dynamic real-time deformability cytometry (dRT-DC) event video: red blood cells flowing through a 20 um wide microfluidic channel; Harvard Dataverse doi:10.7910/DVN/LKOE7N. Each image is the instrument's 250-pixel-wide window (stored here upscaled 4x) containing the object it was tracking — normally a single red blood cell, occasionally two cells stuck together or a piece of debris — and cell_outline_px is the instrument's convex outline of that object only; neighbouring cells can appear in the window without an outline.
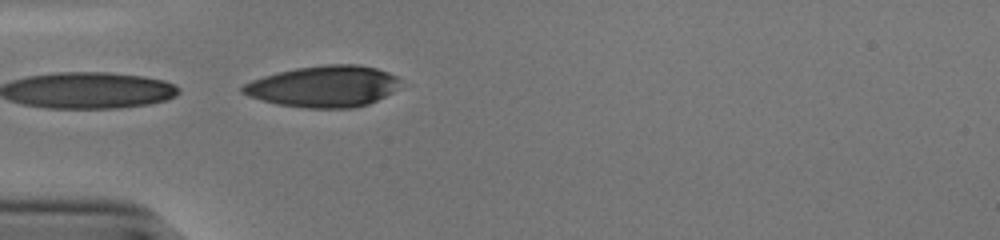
{"species": "human", "species_latin": "Homo sapiens", "temperature_condition": "cold", "stored_images_in_passage": 13, "camera_frame_rate_fps": 3000, "um_per_image_px": 0.085, "donor": {"sex": "male"}, "frame": {"image": 1, "passage_image": 13, "time_ms": 4.0, "image_size_px": [1000, 240], "cell_outline_px": [[404, 84], [392, 92], [368, 104], [352, 108], [308, 108], [276, 104], [248, 96], [240, 92], [240, 88], [244, 84], [252, 80], [264, 76], [296, 68], [328, 64], [356, 64], [376, 68], [388, 72], [404, 80]], "centroid_in_image_um": [27.55, 7.34], "position_along_channel_um": 57.5, "area_um2": 38.15}}